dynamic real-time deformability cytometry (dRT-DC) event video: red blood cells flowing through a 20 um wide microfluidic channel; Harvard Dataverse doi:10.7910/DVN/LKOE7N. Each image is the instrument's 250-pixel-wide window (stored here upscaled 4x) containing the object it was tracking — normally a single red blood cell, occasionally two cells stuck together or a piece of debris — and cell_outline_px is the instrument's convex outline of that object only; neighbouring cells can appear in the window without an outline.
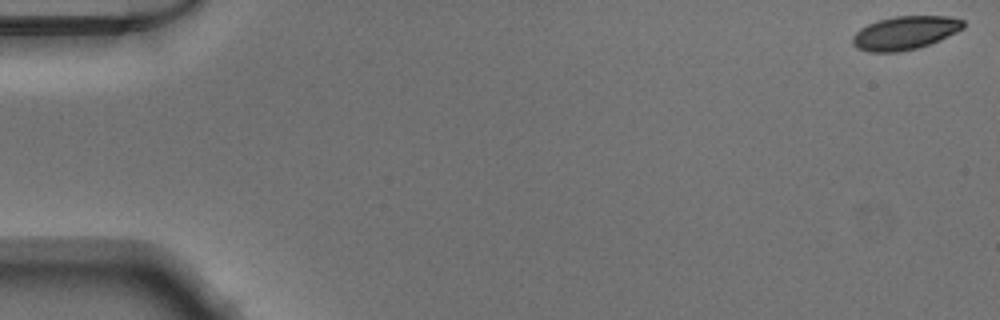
{"species": "Egyptian fruit bat (a non-hibernating species)", "species_latin": "Rousettus aegyptiacus", "temperature_condition": "warm", "stored_images_in_passage": 51, "camera_frame_rate_fps": 3000, "um_per_image_px": 0.085, "animal": {"sex": "male"}, "frame": {"image": 1, "passage_image": 1, "time_ms": 0.0, "image_size_px": [1000, 320], "cell_outline_px": [[964, 28], [940, 40], [916, 48], [900, 52], [868, 52], [856, 48], [852, 44], [852, 36], [860, 28], [868, 24], [880, 20], [896, 16], [948, 16], [964, 20]], "centroid_in_image_um": [76.91, 2.8], "position_along_channel_um": 8.1, "area_um2": 21.56}}
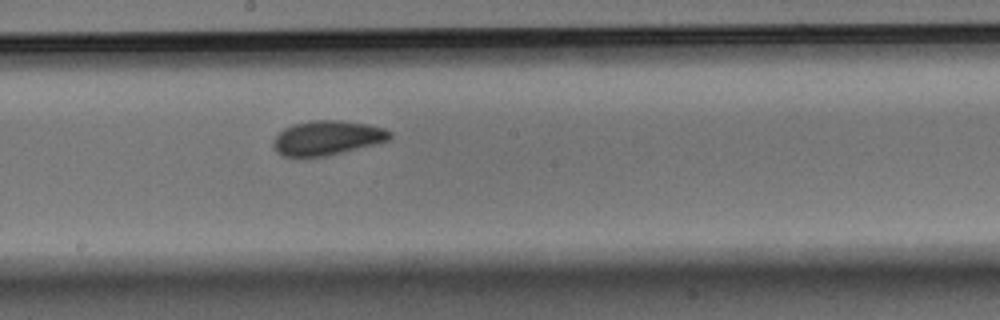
{"frame": {"image": 2, "passage_image": 28, "time_ms": 9.0, "image_size_px": [1000, 320], "cell_outline_px": [[392, 136], [388, 140], [376, 144], [324, 156], [284, 156], [276, 152], [272, 144], [272, 140], [284, 128], [292, 124], [312, 120], [340, 120], [368, 124], [384, 128], [392, 132]], "centroid_in_image_um": [27.8, 11.7], "position_along_channel_um": 220.4, "area_um2": 23.35}}
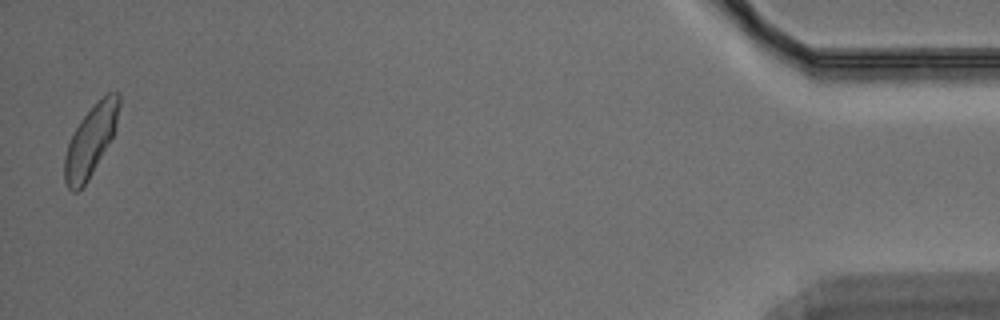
{"frame": {"image": 3, "passage_image": 50, "time_ms": 16.333, "image_size_px": [1000, 320], "cell_outline_px": [[120, 104], [116, 128], [108, 144], [88, 180], [76, 192], [72, 192], [68, 188], [64, 180], [64, 156], [68, 144], [80, 120], [108, 92], [120, 92]], "centroid_in_image_um": [7.7, 11.97], "position_along_channel_um": 427.5, "area_um2": 21.91}}